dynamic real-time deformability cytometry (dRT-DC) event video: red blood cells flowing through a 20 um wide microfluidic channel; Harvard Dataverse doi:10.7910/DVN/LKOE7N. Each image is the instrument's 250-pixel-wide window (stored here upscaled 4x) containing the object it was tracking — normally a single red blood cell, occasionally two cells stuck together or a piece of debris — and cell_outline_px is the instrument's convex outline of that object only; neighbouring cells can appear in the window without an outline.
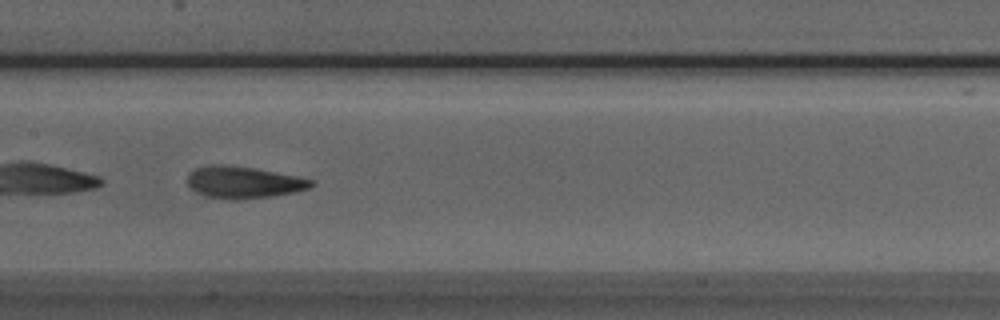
{"species": "Egyptian fruit bat (a non-hibernating species)", "species_latin": "Rousettus aegyptiacus", "temperature_condition": "room temperature", "stored_images_in_passage": 34, "camera_frame_rate_fps": 3000, "um_per_image_px": 0.085, "animal": {"sex": "male"}, "frame": {"image": 1, "passage_image": 10, "time_ms": 3.0, "image_size_px": [1000, 320], "cell_outline_px": [[316, 184], [308, 188], [292, 192], [272, 196], [236, 200], [232, 200], [208, 196], [196, 192], [188, 184], [188, 172], [196, 168], [208, 164], [220, 164], [256, 168], [296, 176], [312, 180]], "centroid_in_image_um": [20.67, 15.48], "position_along_channel_um": 186.7, "area_um2": 22.89}}
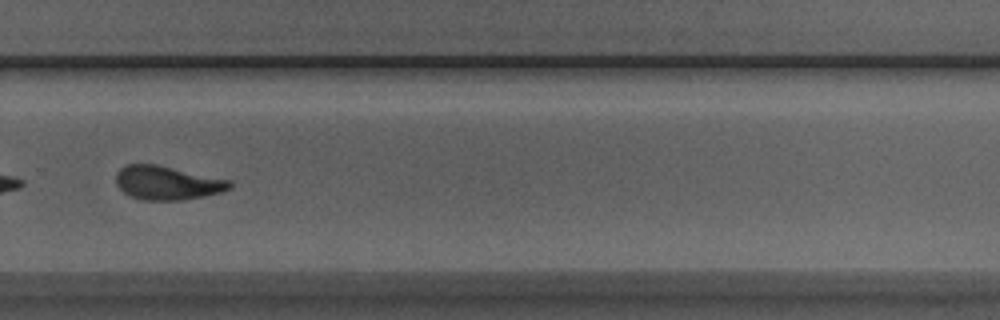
{"frame": {"image": 2, "passage_image": 20, "time_ms": 6.333, "image_size_px": [1000, 320], "cell_outline_px": [[232, 184], [228, 188], [220, 192], [204, 196], [184, 200], [144, 200], [132, 196], [124, 192], [116, 184], [116, 172], [120, 168], [128, 164], [156, 164], [228, 180]], "centroid_in_image_um": [14.16, 15.54], "position_along_channel_um": 315.6, "area_um2": 22.02}, "authors_computed_cell_mechanics": {"area_um2": 22.5998, "velocity_mm_per_s": 3.8841, "shape_relaxation_time_tau1_ms": 3.5432, "shape_relaxation_time_tau2_ms": 1.981, "deformation_change_tau1": 0.1594, "deformation_change_tau2": 0.0825}}